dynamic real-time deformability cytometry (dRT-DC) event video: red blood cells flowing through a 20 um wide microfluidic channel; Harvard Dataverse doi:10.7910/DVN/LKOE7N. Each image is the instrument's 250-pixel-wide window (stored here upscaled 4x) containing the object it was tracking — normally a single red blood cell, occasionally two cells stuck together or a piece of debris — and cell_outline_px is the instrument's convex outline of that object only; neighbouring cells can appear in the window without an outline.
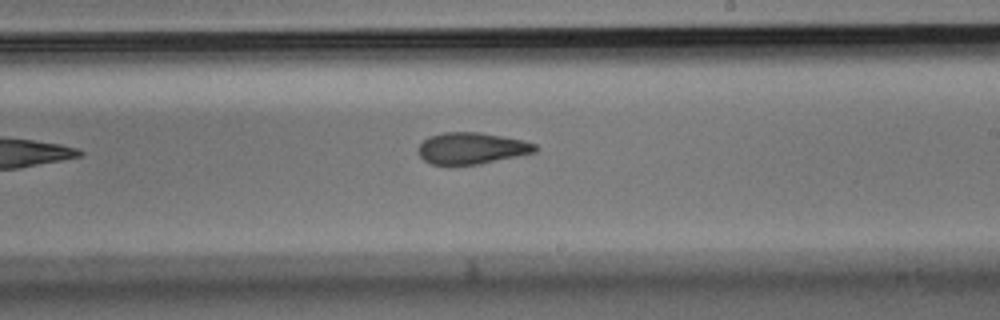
{"species": "Egyptian fruit bat (a non-hibernating species)", "species_latin": "Rousettus aegyptiacus", "temperature_condition": "room temperature", "stored_images_in_passage": 8, "camera_frame_rate_fps": 3000, "um_per_image_px": 0.085, "animal": {"sex": "male"}, "frame": {"image": 1, "passage_image": 8, "time_ms": 2.333, "image_size_px": [1000, 320], "cell_outline_px": [[540, 148], [536, 152], [480, 164], [432, 164], [424, 160], [416, 152], [416, 148], [428, 136], [444, 132], [480, 132], [504, 136], [524, 140], [536, 144]], "centroid_in_image_um": [40.1, 12.59], "position_along_channel_um": 248.9, "area_um2": 21.68}}